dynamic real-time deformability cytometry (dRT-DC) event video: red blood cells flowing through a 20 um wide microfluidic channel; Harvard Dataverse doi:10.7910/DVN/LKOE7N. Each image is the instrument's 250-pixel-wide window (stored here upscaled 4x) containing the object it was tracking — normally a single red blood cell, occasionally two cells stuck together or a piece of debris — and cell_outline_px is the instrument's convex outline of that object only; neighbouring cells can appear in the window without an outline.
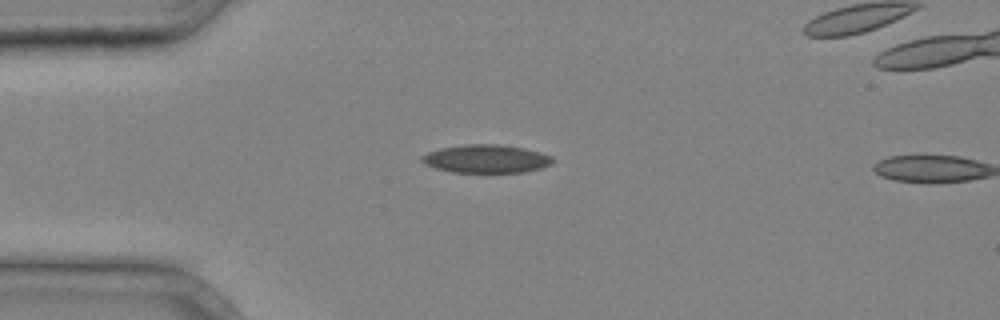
{"species": "common noctule bat (a hibernating species)", "species_latin": "Nyctalus noctula", "temperature_condition": "cold", "stored_images_in_passage": 2, "camera_frame_rate_fps": 3000, "um_per_image_px": 0.085, "animal": {"sex": "male", "body_mass_g": 20.4}, "frame": {"image": 1, "passage_image": 1, "time_ms": 0.0, "image_size_px": [1000, 320], "cell_outline_px": [[556, 160], [552, 164], [540, 168], [524, 172], [452, 172], [436, 168], [424, 164], [420, 160], [420, 156], [428, 152], [440, 148], [464, 144], [496, 144], [524, 148], [540, 152], [552, 156]], "centroid_in_image_um": [41.32, 13.49], "position_along_channel_um": 43.7, "area_um2": 21.62}}